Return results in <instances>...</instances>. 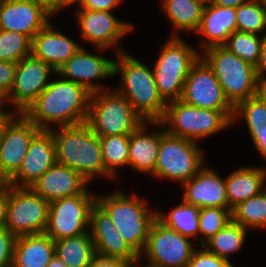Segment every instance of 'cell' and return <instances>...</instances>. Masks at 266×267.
Returning a JSON list of instances; mask_svg holds the SVG:
<instances>
[{
	"label": "cell",
	"instance_id": "obj_1",
	"mask_svg": "<svg viewBox=\"0 0 266 267\" xmlns=\"http://www.w3.org/2000/svg\"><path fill=\"white\" fill-rule=\"evenodd\" d=\"M90 98L91 93L84 86L66 79L56 80L49 82L23 114L39 129H50L45 122L78 125L87 119Z\"/></svg>",
	"mask_w": 266,
	"mask_h": 267
},
{
	"label": "cell",
	"instance_id": "obj_2",
	"mask_svg": "<svg viewBox=\"0 0 266 267\" xmlns=\"http://www.w3.org/2000/svg\"><path fill=\"white\" fill-rule=\"evenodd\" d=\"M60 129L52 132L56 163L76 170L87 181L95 174L111 176L104 167L100 137L85 122Z\"/></svg>",
	"mask_w": 266,
	"mask_h": 267
},
{
	"label": "cell",
	"instance_id": "obj_3",
	"mask_svg": "<svg viewBox=\"0 0 266 267\" xmlns=\"http://www.w3.org/2000/svg\"><path fill=\"white\" fill-rule=\"evenodd\" d=\"M119 52V61L113 63V74H122L123 86L117 90L132 107L148 121H159L166 111L167 103L159 94L154 72L137 59Z\"/></svg>",
	"mask_w": 266,
	"mask_h": 267
},
{
	"label": "cell",
	"instance_id": "obj_4",
	"mask_svg": "<svg viewBox=\"0 0 266 267\" xmlns=\"http://www.w3.org/2000/svg\"><path fill=\"white\" fill-rule=\"evenodd\" d=\"M202 58L212 68L225 97L234 108L240 102L257 95L263 82L254 65L234 55L224 46L206 49Z\"/></svg>",
	"mask_w": 266,
	"mask_h": 267
},
{
	"label": "cell",
	"instance_id": "obj_5",
	"mask_svg": "<svg viewBox=\"0 0 266 267\" xmlns=\"http://www.w3.org/2000/svg\"><path fill=\"white\" fill-rule=\"evenodd\" d=\"M96 203L109 215L120 235L140 256L157 213H150L145 202L136 196L126 197L122 192L96 198Z\"/></svg>",
	"mask_w": 266,
	"mask_h": 267
},
{
	"label": "cell",
	"instance_id": "obj_6",
	"mask_svg": "<svg viewBox=\"0 0 266 267\" xmlns=\"http://www.w3.org/2000/svg\"><path fill=\"white\" fill-rule=\"evenodd\" d=\"M144 118L117 91L91 93L85 123L99 137L130 135Z\"/></svg>",
	"mask_w": 266,
	"mask_h": 267
},
{
	"label": "cell",
	"instance_id": "obj_7",
	"mask_svg": "<svg viewBox=\"0 0 266 267\" xmlns=\"http://www.w3.org/2000/svg\"><path fill=\"white\" fill-rule=\"evenodd\" d=\"M235 117L234 110L197 108L176 100L167 103L164 116L159 121L150 122L156 125L172 124V129L165 130L167 133L195 141L231 125Z\"/></svg>",
	"mask_w": 266,
	"mask_h": 267
},
{
	"label": "cell",
	"instance_id": "obj_8",
	"mask_svg": "<svg viewBox=\"0 0 266 267\" xmlns=\"http://www.w3.org/2000/svg\"><path fill=\"white\" fill-rule=\"evenodd\" d=\"M199 58L192 47L175 36L163 46L153 72L159 94L166 103L180 100L185 80Z\"/></svg>",
	"mask_w": 266,
	"mask_h": 267
},
{
	"label": "cell",
	"instance_id": "obj_9",
	"mask_svg": "<svg viewBox=\"0 0 266 267\" xmlns=\"http://www.w3.org/2000/svg\"><path fill=\"white\" fill-rule=\"evenodd\" d=\"M49 206L31 187L8 185L5 227L16 237L45 233Z\"/></svg>",
	"mask_w": 266,
	"mask_h": 267
},
{
	"label": "cell",
	"instance_id": "obj_10",
	"mask_svg": "<svg viewBox=\"0 0 266 267\" xmlns=\"http://www.w3.org/2000/svg\"><path fill=\"white\" fill-rule=\"evenodd\" d=\"M162 131L153 175L183 183L191 180L202 167V152L195 141Z\"/></svg>",
	"mask_w": 266,
	"mask_h": 267
},
{
	"label": "cell",
	"instance_id": "obj_11",
	"mask_svg": "<svg viewBox=\"0 0 266 267\" xmlns=\"http://www.w3.org/2000/svg\"><path fill=\"white\" fill-rule=\"evenodd\" d=\"M87 190L82 194L56 199L50 202L48 225L45 233L54 241L87 233L92 208L96 198Z\"/></svg>",
	"mask_w": 266,
	"mask_h": 267
},
{
	"label": "cell",
	"instance_id": "obj_12",
	"mask_svg": "<svg viewBox=\"0 0 266 267\" xmlns=\"http://www.w3.org/2000/svg\"><path fill=\"white\" fill-rule=\"evenodd\" d=\"M192 246L187 237L156 219L150 227L143 251L152 267H187L195 251Z\"/></svg>",
	"mask_w": 266,
	"mask_h": 267
},
{
	"label": "cell",
	"instance_id": "obj_13",
	"mask_svg": "<svg viewBox=\"0 0 266 267\" xmlns=\"http://www.w3.org/2000/svg\"><path fill=\"white\" fill-rule=\"evenodd\" d=\"M180 100L197 108L234 110L212 68L201 56L190 69Z\"/></svg>",
	"mask_w": 266,
	"mask_h": 267
},
{
	"label": "cell",
	"instance_id": "obj_14",
	"mask_svg": "<svg viewBox=\"0 0 266 267\" xmlns=\"http://www.w3.org/2000/svg\"><path fill=\"white\" fill-rule=\"evenodd\" d=\"M5 126L0 141V178L7 183L20 169L34 135L40 130L23 113Z\"/></svg>",
	"mask_w": 266,
	"mask_h": 267
},
{
	"label": "cell",
	"instance_id": "obj_15",
	"mask_svg": "<svg viewBox=\"0 0 266 267\" xmlns=\"http://www.w3.org/2000/svg\"><path fill=\"white\" fill-rule=\"evenodd\" d=\"M51 71L57 73L50 64L32 54L17 63L13 87L5 98L10 99L16 106L19 115L24 113L48 86L49 82H46Z\"/></svg>",
	"mask_w": 266,
	"mask_h": 267
},
{
	"label": "cell",
	"instance_id": "obj_16",
	"mask_svg": "<svg viewBox=\"0 0 266 267\" xmlns=\"http://www.w3.org/2000/svg\"><path fill=\"white\" fill-rule=\"evenodd\" d=\"M53 13L40 0H0V29L28 36L31 40Z\"/></svg>",
	"mask_w": 266,
	"mask_h": 267
},
{
	"label": "cell",
	"instance_id": "obj_17",
	"mask_svg": "<svg viewBox=\"0 0 266 267\" xmlns=\"http://www.w3.org/2000/svg\"><path fill=\"white\" fill-rule=\"evenodd\" d=\"M55 164L56 154L52 130L51 128L40 129L32 138L20 169L6 184L15 187H31ZM17 181L22 182V186H19Z\"/></svg>",
	"mask_w": 266,
	"mask_h": 267
},
{
	"label": "cell",
	"instance_id": "obj_18",
	"mask_svg": "<svg viewBox=\"0 0 266 267\" xmlns=\"http://www.w3.org/2000/svg\"><path fill=\"white\" fill-rule=\"evenodd\" d=\"M90 224L95 253L120 258L129 263L139 260L140 256L124 240L109 215L97 203L92 208Z\"/></svg>",
	"mask_w": 266,
	"mask_h": 267
},
{
	"label": "cell",
	"instance_id": "obj_19",
	"mask_svg": "<svg viewBox=\"0 0 266 267\" xmlns=\"http://www.w3.org/2000/svg\"><path fill=\"white\" fill-rule=\"evenodd\" d=\"M79 11L77 15L82 37L99 46V49L113 46L120 37L132 30L131 25L114 18L110 11Z\"/></svg>",
	"mask_w": 266,
	"mask_h": 267
},
{
	"label": "cell",
	"instance_id": "obj_20",
	"mask_svg": "<svg viewBox=\"0 0 266 267\" xmlns=\"http://www.w3.org/2000/svg\"><path fill=\"white\" fill-rule=\"evenodd\" d=\"M113 60L91 55L82 47L58 70L69 81L84 86L90 93L102 91L91 79H100L113 74ZM71 77L72 79H70ZM92 82V83H91Z\"/></svg>",
	"mask_w": 266,
	"mask_h": 267
},
{
	"label": "cell",
	"instance_id": "obj_21",
	"mask_svg": "<svg viewBox=\"0 0 266 267\" xmlns=\"http://www.w3.org/2000/svg\"><path fill=\"white\" fill-rule=\"evenodd\" d=\"M87 180L76 170L56 163L31 188L49 202L82 194Z\"/></svg>",
	"mask_w": 266,
	"mask_h": 267
},
{
	"label": "cell",
	"instance_id": "obj_22",
	"mask_svg": "<svg viewBox=\"0 0 266 267\" xmlns=\"http://www.w3.org/2000/svg\"><path fill=\"white\" fill-rule=\"evenodd\" d=\"M183 201L199 208L222 207L228 208L225 179L215 172L203 168L187 182Z\"/></svg>",
	"mask_w": 266,
	"mask_h": 267
},
{
	"label": "cell",
	"instance_id": "obj_23",
	"mask_svg": "<svg viewBox=\"0 0 266 267\" xmlns=\"http://www.w3.org/2000/svg\"><path fill=\"white\" fill-rule=\"evenodd\" d=\"M80 48L81 46L60 31H53L49 22L32 39L31 54L50 64L57 71Z\"/></svg>",
	"mask_w": 266,
	"mask_h": 267
},
{
	"label": "cell",
	"instance_id": "obj_24",
	"mask_svg": "<svg viewBox=\"0 0 266 267\" xmlns=\"http://www.w3.org/2000/svg\"><path fill=\"white\" fill-rule=\"evenodd\" d=\"M207 37L204 48L223 46L229 36L237 31L236 8L216 4L205 6L197 30Z\"/></svg>",
	"mask_w": 266,
	"mask_h": 267
},
{
	"label": "cell",
	"instance_id": "obj_25",
	"mask_svg": "<svg viewBox=\"0 0 266 267\" xmlns=\"http://www.w3.org/2000/svg\"><path fill=\"white\" fill-rule=\"evenodd\" d=\"M55 255V242L46 233L16 238L12 267H47Z\"/></svg>",
	"mask_w": 266,
	"mask_h": 267
},
{
	"label": "cell",
	"instance_id": "obj_26",
	"mask_svg": "<svg viewBox=\"0 0 266 267\" xmlns=\"http://www.w3.org/2000/svg\"><path fill=\"white\" fill-rule=\"evenodd\" d=\"M263 168H240L225 179L228 208L232 211L241 202L260 194L266 179Z\"/></svg>",
	"mask_w": 266,
	"mask_h": 267
},
{
	"label": "cell",
	"instance_id": "obj_27",
	"mask_svg": "<svg viewBox=\"0 0 266 267\" xmlns=\"http://www.w3.org/2000/svg\"><path fill=\"white\" fill-rule=\"evenodd\" d=\"M144 123L129 135L128 165L138 171L154 173L160 145V132L146 135Z\"/></svg>",
	"mask_w": 266,
	"mask_h": 267
},
{
	"label": "cell",
	"instance_id": "obj_28",
	"mask_svg": "<svg viewBox=\"0 0 266 267\" xmlns=\"http://www.w3.org/2000/svg\"><path fill=\"white\" fill-rule=\"evenodd\" d=\"M55 242V254L67 267H88L95 254L90 233L80 234Z\"/></svg>",
	"mask_w": 266,
	"mask_h": 267
},
{
	"label": "cell",
	"instance_id": "obj_29",
	"mask_svg": "<svg viewBox=\"0 0 266 267\" xmlns=\"http://www.w3.org/2000/svg\"><path fill=\"white\" fill-rule=\"evenodd\" d=\"M163 8L175 28L197 31L204 6L195 0H163Z\"/></svg>",
	"mask_w": 266,
	"mask_h": 267
},
{
	"label": "cell",
	"instance_id": "obj_30",
	"mask_svg": "<svg viewBox=\"0 0 266 267\" xmlns=\"http://www.w3.org/2000/svg\"><path fill=\"white\" fill-rule=\"evenodd\" d=\"M199 212L200 208L185 203L177 206L168 217L164 214L157 213L156 219L164 226L184 235L185 237H196L199 233ZM164 215V216H163Z\"/></svg>",
	"mask_w": 266,
	"mask_h": 267
},
{
	"label": "cell",
	"instance_id": "obj_31",
	"mask_svg": "<svg viewBox=\"0 0 266 267\" xmlns=\"http://www.w3.org/2000/svg\"><path fill=\"white\" fill-rule=\"evenodd\" d=\"M246 228L232 220L214 236L207 240V250L220 258L228 260V254L236 252L243 245ZM209 244V245H208Z\"/></svg>",
	"mask_w": 266,
	"mask_h": 267
},
{
	"label": "cell",
	"instance_id": "obj_32",
	"mask_svg": "<svg viewBox=\"0 0 266 267\" xmlns=\"http://www.w3.org/2000/svg\"><path fill=\"white\" fill-rule=\"evenodd\" d=\"M232 221L240 224L244 228H261L266 226V190L253 196L231 211Z\"/></svg>",
	"mask_w": 266,
	"mask_h": 267
},
{
	"label": "cell",
	"instance_id": "obj_33",
	"mask_svg": "<svg viewBox=\"0 0 266 267\" xmlns=\"http://www.w3.org/2000/svg\"><path fill=\"white\" fill-rule=\"evenodd\" d=\"M237 31L258 34L266 27V1L249 0L236 8Z\"/></svg>",
	"mask_w": 266,
	"mask_h": 267
},
{
	"label": "cell",
	"instance_id": "obj_34",
	"mask_svg": "<svg viewBox=\"0 0 266 267\" xmlns=\"http://www.w3.org/2000/svg\"><path fill=\"white\" fill-rule=\"evenodd\" d=\"M102 158L105 170L112 176L116 166L126 165L129 161V135L100 137Z\"/></svg>",
	"mask_w": 266,
	"mask_h": 267
},
{
	"label": "cell",
	"instance_id": "obj_35",
	"mask_svg": "<svg viewBox=\"0 0 266 267\" xmlns=\"http://www.w3.org/2000/svg\"><path fill=\"white\" fill-rule=\"evenodd\" d=\"M262 42L263 37L259 39L257 34L235 31L223 46L256 67L260 58Z\"/></svg>",
	"mask_w": 266,
	"mask_h": 267
},
{
	"label": "cell",
	"instance_id": "obj_36",
	"mask_svg": "<svg viewBox=\"0 0 266 267\" xmlns=\"http://www.w3.org/2000/svg\"><path fill=\"white\" fill-rule=\"evenodd\" d=\"M31 45L28 36L0 29V61L18 63L31 55Z\"/></svg>",
	"mask_w": 266,
	"mask_h": 267
},
{
	"label": "cell",
	"instance_id": "obj_37",
	"mask_svg": "<svg viewBox=\"0 0 266 267\" xmlns=\"http://www.w3.org/2000/svg\"><path fill=\"white\" fill-rule=\"evenodd\" d=\"M232 220L231 210L222 207H204L199 212V233L205 238L201 246L214 236L218 231L223 229Z\"/></svg>",
	"mask_w": 266,
	"mask_h": 267
},
{
	"label": "cell",
	"instance_id": "obj_38",
	"mask_svg": "<svg viewBox=\"0 0 266 267\" xmlns=\"http://www.w3.org/2000/svg\"><path fill=\"white\" fill-rule=\"evenodd\" d=\"M235 114H244L248 128H260L266 124V105L258 95L240 102L234 108Z\"/></svg>",
	"mask_w": 266,
	"mask_h": 267
},
{
	"label": "cell",
	"instance_id": "obj_39",
	"mask_svg": "<svg viewBox=\"0 0 266 267\" xmlns=\"http://www.w3.org/2000/svg\"><path fill=\"white\" fill-rule=\"evenodd\" d=\"M201 247L204 250H195L187 267H233L229 260L209 252L206 247Z\"/></svg>",
	"mask_w": 266,
	"mask_h": 267
},
{
	"label": "cell",
	"instance_id": "obj_40",
	"mask_svg": "<svg viewBox=\"0 0 266 267\" xmlns=\"http://www.w3.org/2000/svg\"><path fill=\"white\" fill-rule=\"evenodd\" d=\"M16 238L6 227L0 229V267H12Z\"/></svg>",
	"mask_w": 266,
	"mask_h": 267
},
{
	"label": "cell",
	"instance_id": "obj_41",
	"mask_svg": "<svg viewBox=\"0 0 266 267\" xmlns=\"http://www.w3.org/2000/svg\"><path fill=\"white\" fill-rule=\"evenodd\" d=\"M17 63L0 61V94L6 97L14 84Z\"/></svg>",
	"mask_w": 266,
	"mask_h": 267
},
{
	"label": "cell",
	"instance_id": "obj_42",
	"mask_svg": "<svg viewBox=\"0 0 266 267\" xmlns=\"http://www.w3.org/2000/svg\"><path fill=\"white\" fill-rule=\"evenodd\" d=\"M129 262L120 258L103 256L95 253L88 267H128Z\"/></svg>",
	"mask_w": 266,
	"mask_h": 267
},
{
	"label": "cell",
	"instance_id": "obj_43",
	"mask_svg": "<svg viewBox=\"0 0 266 267\" xmlns=\"http://www.w3.org/2000/svg\"><path fill=\"white\" fill-rule=\"evenodd\" d=\"M121 0H82L81 10L112 11Z\"/></svg>",
	"mask_w": 266,
	"mask_h": 267
},
{
	"label": "cell",
	"instance_id": "obj_44",
	"mask_svg": "<svg viewBox=\"0 0 266 267\" xmlns=\"http://www.w3.org/2000/svg\"><path fill=\"white\" fill-rule=\"evenodd\" d=\"M257 151L266 158V124L260 128H248Z\"/></svg>",
	"mask_w": 266,
	"mask_h": 267
},
{
	"label": "cell",
	"instance_id": "obj_45",
	"mask_svg": "<svg viewBox=\"0 0 266 267\" xmlns=\"http://www.w3.org/2000/svg\"><path fill=\"white\" fill-rule=\"evenodd\" d=\"M8 203V184L0 189V229L5 228Z\"/></svg>",
	"mask_w": 266,
	"mask_h": 267
},
{
	"label": "cell",
	"instance_id": "obj_46",
	"mask_svg": "<svg viewBox=\"0 0 266 267\" xmlns=\"http://www.w3.org/2000/svg\"><path fill=\"white\" fill-rule=\"evenodd\" d=\"M256 71L258 74V77L260 80L264 83L266 82V77L263 75L264 71L266 72V35L263 36V42L261 45V53H260V58L259 62L256 66Z\"/></svg>",
	"mask_w": 266,
	"mask_h": 267
},
{
	"label": "cell",
	"instance_id": "obj_47",
	"mask_svg": "<svg viewBox=\"0 0 266 267\" xmlns=\"http://www.w3.org/2000/svg\"><path fill=\"white\" fill-rule=\"evenodd\" d=\"M52 13L68 5V0H40Z\"/></svg>",
	"mask_w": 266,
	"mask_h": 267
},
{
	"label": "cell",
	"instance_id": "obj_48",
	"mask_svg": "<svg viewBox=\"0 0 266 267\" xmlns=\"http://www.w3.org/2000/svg\"><path fill=\"white\" fill-rule=\"evenodd\" d=\"M249 0H214L213 4L222 6V7H230L237 8L241 4L247 2Z\"/></svg>",
	"mask_w": 266,
	"mask_h": 267
},
{
	"label": "cell",
	"instance_id": "obj_49",
	"mask_svg": "<svg viewBox=\"0 0 266 267\" xmlns=\"http://www.w3.org/2000/svg\"><path fill=\"white\" fill-rule=\"evenodd\" d=\"M14 116L12 113L3 112L0 110V141L2 138V134L4 131L5 126L8 124V122L13 118Z\"/></svg>",
	"mask_w": 266,
	"mask_h": 267
},
{
	"label": "cell",
	"instance_id": "obj_50",
	"mask_svg": "<svg viewBox=\"0 0 266 267\" xmlns=\"http://www.w3.org/2000/svg\"><path fill=\"white\" fill-rule=\"evenodd\" d=\"M47 267H67L65 263L55 254Z\"/></svg>",
	"mask_w": 266,
	"mask_h": 267
},
{
	"label": "cell",
	"instance_id": "obj_51",
	"mask_svg": "<svg viewBox=\"0 0 266 267\" xmlns=\"http://www.w3.org/2000/svg\"><path fill=\"white\" fill-rule=\"evenodd\" d=\"M257 95L264 101L266 105V82L262 83Z\"/></svg>",
	"mask_w": 266,
	"mask_h": 267
},
{
	"label": "cell",
	"instance_id": "obj_52",
	"mask_svg": "<svg viewBox=\"0 0 266 267\" xmlns=\"http://www.w3.org/2000/svg\"><path fill=\"white\" fill-rule=\"evenodd\" d=\"M196 2L201 3L204 7L213 4L214 0H195Z\"/></svg>",
	"mask_w": 266,
	"mask_h": 267
},
{
	"label": "cell",
	"instance_id": "obj_53",
	"mask_svg": "<svg viewBox=\"0 0 266 267\" xmlns=\"http://www.w3.org/2000/svg\"><path fill=\"white\" fill-rule=\"evenodd\" d=\"M5 97L2 95V94H0V107H1V105L3 104L2 102L4 101L5 102Z\"/></svg>",
	"mask_w": 266,
	"mask_h": 267
},
{
	"label": "cell",
	"instance_id": "obj_54",
	"mask_svg": "<svg viewBox=\"0 0 266 267\" xmlns=\"http://www.w3.org/2000/svg\"><path fill=\"white\" fill-rule=\"evenodd\" d=\"M82 0H68V5L71 3L79 2L81 3Z\"/></svg>",
	"mask_w": 266,
	"mask_h": 267
},
{
	"label": "cell",
	"instance_id": "obj_55",
	"mask_svg": "<svg viewBox=\"0 0 266 267\" xmlns=\"http://www.w3.org/2000/svg\"><path fill=\"white\" fill-rule=\"evenodd\" d=\"M137 262H138V261H136V262H134V263H130L128 267H133L132 265L137 264ZM144 267H152V266L148 265V266H144Z\"/></svg>",
	"mask_w": 266,
	"mask_h": 267
},
{
	"label": "cell",
	"instance_id": "obj_56",
	"mask_svg": "<svg viewBox=\"0 0 266 267\" xmlns=\"http://www.w3.org/2000/svg\"><path fill=\"white\" fill-rule=\"evenodd\" d=\"M5 185L4 181L0 178V189Z\"/></svg>",
	"mask_w": 266,
	"mask_h": 267
}]
</instances>
